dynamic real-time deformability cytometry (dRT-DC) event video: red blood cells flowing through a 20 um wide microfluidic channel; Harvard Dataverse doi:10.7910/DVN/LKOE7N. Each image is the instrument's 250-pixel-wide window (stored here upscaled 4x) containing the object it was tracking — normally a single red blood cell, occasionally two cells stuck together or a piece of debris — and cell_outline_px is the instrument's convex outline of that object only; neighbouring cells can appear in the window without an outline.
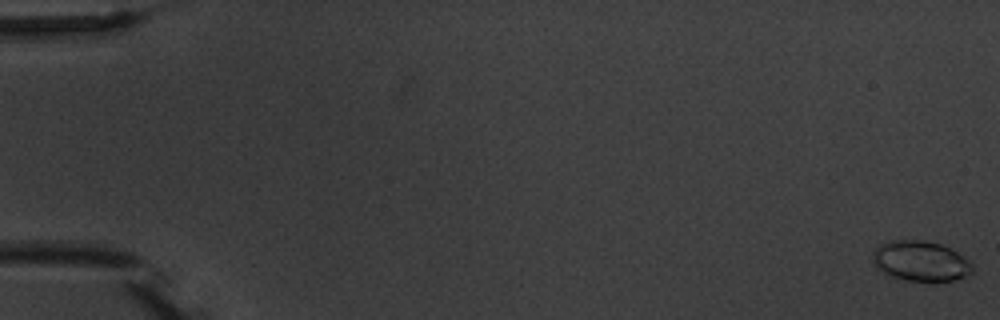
{"species": "common noctule bat (a hibernating species)", "species_latin": "Nyctalus noctula", "temperature_condition": "warm", "stored_images_in_passage": 2, "camera_frame_rate_fps": 3000, "um_per_image_px": 0.085, "animal": {"sex": "male", "body_mass_g": 20.1, "forearm_length_mm": 53.5}, "frame": {"image": 1, "passage_image": 1, "time_ms": 0.0, "image_size_px": [1000, 320], "cell_outline_px": [[972, 272], [968, 276], [952, 280], [908, 280], [888, 276], [876, 268], [872, 260], [872, 252], [880, 244], [888, 240], [920, 240], [940, 244], [972, 260]], "centroid_in_image_um": [78.22, 22.18], "position_along_channel_um": 6.8, "area_um2": 23.41}}